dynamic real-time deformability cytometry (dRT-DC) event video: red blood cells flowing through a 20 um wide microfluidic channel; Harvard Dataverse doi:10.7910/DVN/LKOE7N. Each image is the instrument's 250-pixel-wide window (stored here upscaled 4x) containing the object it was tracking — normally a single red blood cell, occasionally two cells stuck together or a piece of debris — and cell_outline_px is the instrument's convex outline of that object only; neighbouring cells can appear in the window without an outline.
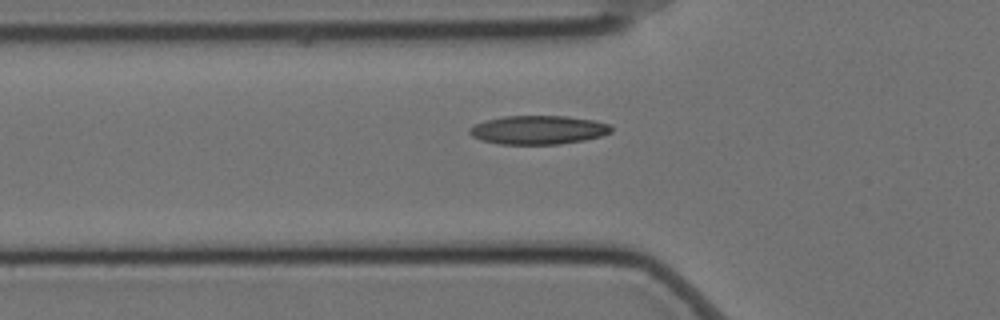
{"species": "Egyptian fruit bat (a non-hibernating species)", "species_latin": "Rousettus aegyptiacus", "temperature_condition": "cold", "stored_images_in_passage": 6, "camera_frame_rate_fps": 3000, "um_per_image_px": 0.085, "animal": {"sex": "female"}, "frame": {"image": 1, "passage_image": 4, "time_ms": 1.0, "image_size_px": [1000, 320], "cell_outline_px": [[612, 132], [600, 136], [584, 140], [560, 144], [500, 144], [480, 140], [472, 136], [468, 132], [468, 128], [476, 124], [488, 120], [504, 116], [568, 116], [592, 120], [608, 124], [612, 128]], "centroid_in_image_um": [45.74, 11.04], "position_along_channel_um": 80.1, "area_um2": 23.64}}